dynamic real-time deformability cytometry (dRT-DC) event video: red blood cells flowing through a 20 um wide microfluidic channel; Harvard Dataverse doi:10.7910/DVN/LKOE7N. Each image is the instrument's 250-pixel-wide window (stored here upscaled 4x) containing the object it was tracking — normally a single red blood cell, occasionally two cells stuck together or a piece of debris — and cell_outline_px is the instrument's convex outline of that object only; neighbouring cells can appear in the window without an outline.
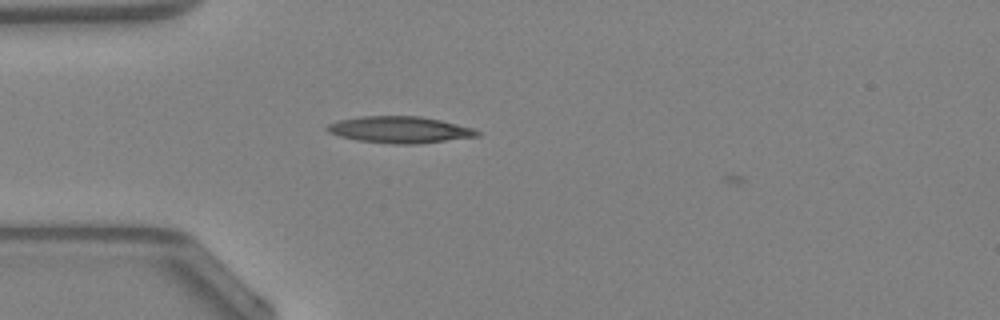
{"species": "Egyptian fruit bat (a non-hibernating species)", "species_latin": "Rousettus aegyptiacus", "temperature_condition": "warm", "stored_images_in_passage": 6, "camera_frame_rate_fps": 3000, "um_per_image_px": 0.085, "animal": {"sex": "female"}, "frame": {"image": 1, "passage_image": 5, "time_ms": 1.333, "image_size_px": [1000, 320], "cell_outline_px": [[480, 136], [416, 144], [392, 144], [356, 140], [340, 136], [328, 132], [324, 128], [328, 124], [340, 120], [360, 116], [420, 116], [440, 120], [472, 128], [480, 132]], "centroid_in_image_um": [33.95, 11.03], "position_along_channel_um": 51.0, "area_um2": 23.18}}